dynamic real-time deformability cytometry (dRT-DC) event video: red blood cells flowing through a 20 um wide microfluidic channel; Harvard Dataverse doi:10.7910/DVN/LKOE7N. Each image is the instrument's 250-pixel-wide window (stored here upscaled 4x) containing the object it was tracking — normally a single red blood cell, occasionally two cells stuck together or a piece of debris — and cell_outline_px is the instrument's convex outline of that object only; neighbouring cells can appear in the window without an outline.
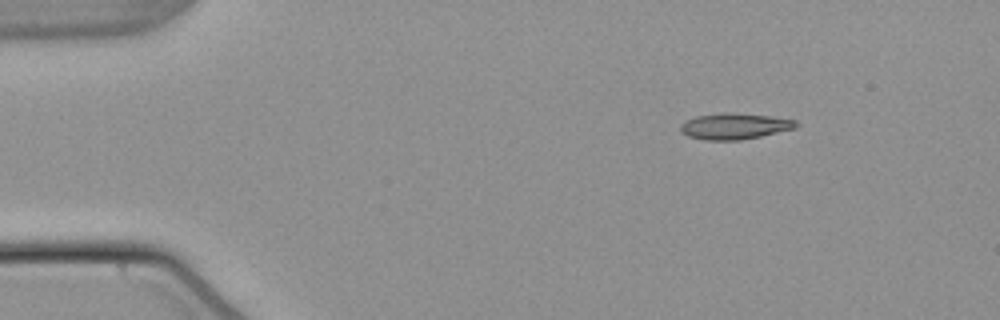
{"species": "common noctule bat (a hibernating species)", "species_latin": "Nyctalus noctula", "temperature_condition": "warm", "stored_images_in_passage": 47, "camera_frame_rate_fps": 3000, "um_per_image_px": 0.085, "animal": {"sex": "male", "body_mass_g": 21.5, "forearm_length_mm": 52.0}, "frame": {"image": 1, "passage_image": 1, "time_ms": 0.0, "image_size_px": [1000, 320], "cell_outline_px": [[800, 124], [796, 128], [760, 136], [740, 140], [704, 140], [688, 136], [680, 132], [680, 124], [684, 120], [696, 116], [724, 112], [728, 112], [772, 116], [796, 120]], "centroid_in_image_um": [62.42, 10.72], "position_along_channel_um": 22.6, "area_um2": 17.74}}
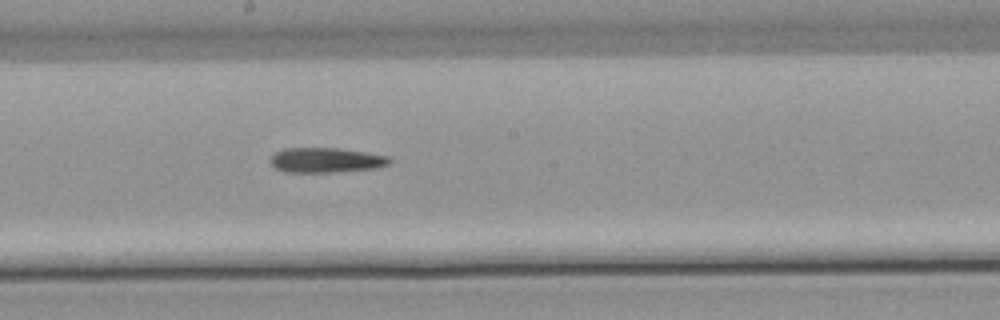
{"frame": {"image": 2, "passage_image": 23, "time_ms": 7.333, "image_size_px": [1000, 320], "cell_outline_px": [[392, 160], [388, 164], [376, 168], [336, 172], [284, 172], [276, 168], [268, 160], [276, 152], [284, 148], [336, 148], [364, 152], [388, 156]], "centroid_in_image_um": [27.68, 13.61], "position_along_channel_um": 220.5, "area_um2": 17.22}}
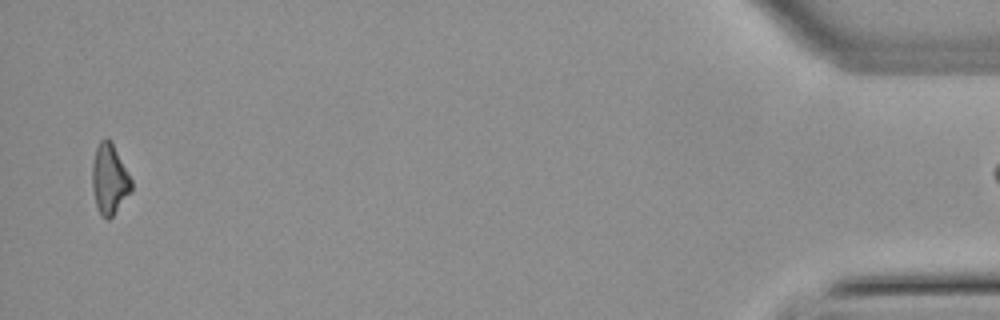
{"frame": {"image": 3, "passage_image": 46, "time_ms": 15.0, "image_size_px": [1000, 320], "cell_outline_px": [[132, 192], [112, 216], [108, 220], [100, 216], [96, 204], [92, 188], [92, 164], [96, 148], [100, 140], [104, 136], [108, 136], [132, 180]], "centroid_in_image_um": [9.3, 15.24], "position_along_channel_um": 425.9, "area_um2": 16.13}}